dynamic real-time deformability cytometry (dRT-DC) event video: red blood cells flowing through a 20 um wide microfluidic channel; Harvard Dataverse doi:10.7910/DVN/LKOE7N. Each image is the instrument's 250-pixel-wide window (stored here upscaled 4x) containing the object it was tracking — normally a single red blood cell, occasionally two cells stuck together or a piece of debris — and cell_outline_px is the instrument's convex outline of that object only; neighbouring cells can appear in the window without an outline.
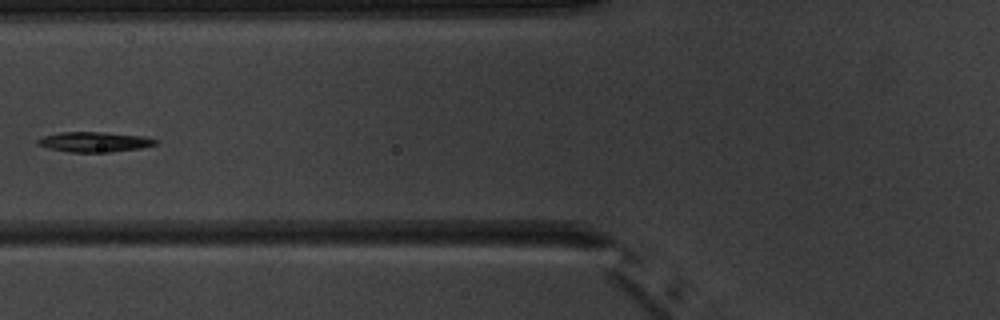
{"species": "common noctule bat (a hibernating species)", "species_latin": "Nyctalus noctula", "temperature_condition": "warm", "stored_images_in_passage": 7, "camera_frame_rate_fps": 3000, "um_per_image_px": 0.085, "animal": {"sex": "male", "body_mass_g": 20.1, "forearm_length_mm": 53.5}, "frame": {"image": 1, "passage_image": 6, "time_ms": 5.667, "image_size_px": [1000, 320], "cell_outline_px": [[160, 140], [156, 144], [140, 148], [108, 152], [68, 152], [48, 148], [36, 144], [36, 140], [44, 136], [60, 132], [100, 132], [144, 136]], "centroid_in_image_um": [8.01, 12.06], "position_along_channel_um": 117.8, "area_um2": 13.76}}
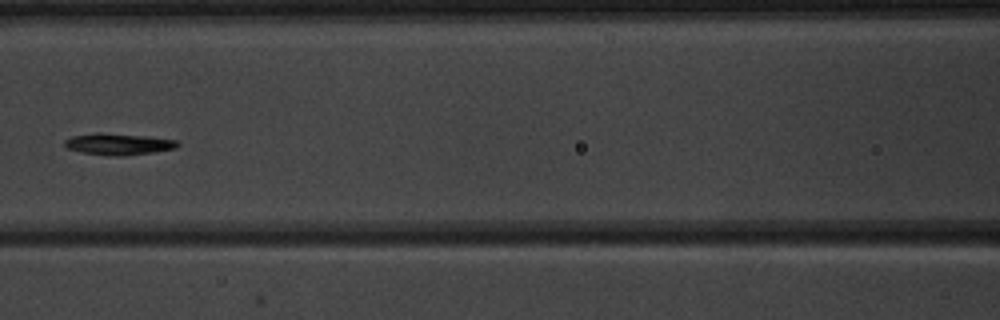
{"frame": {"image": 2, "passage_image": 7, "time_ms": 6.667, "image_size_px": [1000, 320], "cell_outline_px": [[180, 144], [176, 148], [152, 152], [124, 156], [108, 156], [84, 152], [68, 148], [64, 144], [64, 140], [72, 136], [96, 132], [100, 132], [148, 136], [176, 140]], "centroid_in_image_um": [10.07, 12.24], "position_along_channel_um": 156.5, "area_um2": 14.16}}